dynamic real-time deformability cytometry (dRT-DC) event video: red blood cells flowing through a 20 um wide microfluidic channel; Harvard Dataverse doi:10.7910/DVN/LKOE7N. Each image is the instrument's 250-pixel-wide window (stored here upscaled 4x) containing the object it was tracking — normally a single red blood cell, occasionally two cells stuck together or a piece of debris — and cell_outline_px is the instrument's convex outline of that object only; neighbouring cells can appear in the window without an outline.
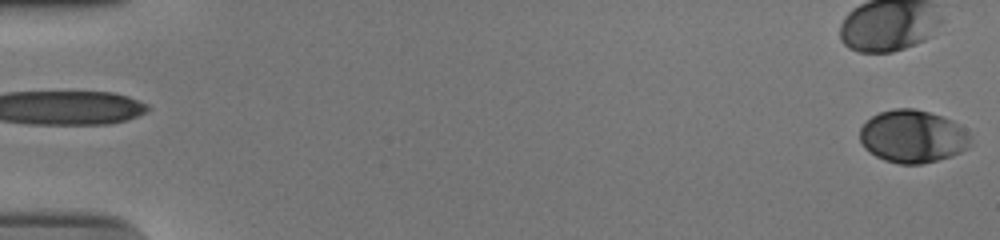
{"species": "human", "species_latin": "Homo sapiens", "temperature_condition": "cold", "stored_images_in_passage": 49, "camera_frame_rate_fps": 3000, "um_per_image_px": 0.085, "donor": {"sex": "male"}, "frame": {"image": 1, "passage_image": 1, "time_ms": 0.0, "image_size_px": [1000, 240], "cell_outline_px": [[972, 144], [968, 148], [952, 156], [920, 164], [896, 164], [884, 160], [876, 156], [864, 148], [860, 140], [860, 128], [872, 116], [880, 112], [896, 108], [912, 108], [928, 112], [952, 120], [964, 128], [972, 136]], "centroid_in_image_um": [77.6, 11.61], "position_along_channel_um": 7.4, "area_um2": 34.16}}